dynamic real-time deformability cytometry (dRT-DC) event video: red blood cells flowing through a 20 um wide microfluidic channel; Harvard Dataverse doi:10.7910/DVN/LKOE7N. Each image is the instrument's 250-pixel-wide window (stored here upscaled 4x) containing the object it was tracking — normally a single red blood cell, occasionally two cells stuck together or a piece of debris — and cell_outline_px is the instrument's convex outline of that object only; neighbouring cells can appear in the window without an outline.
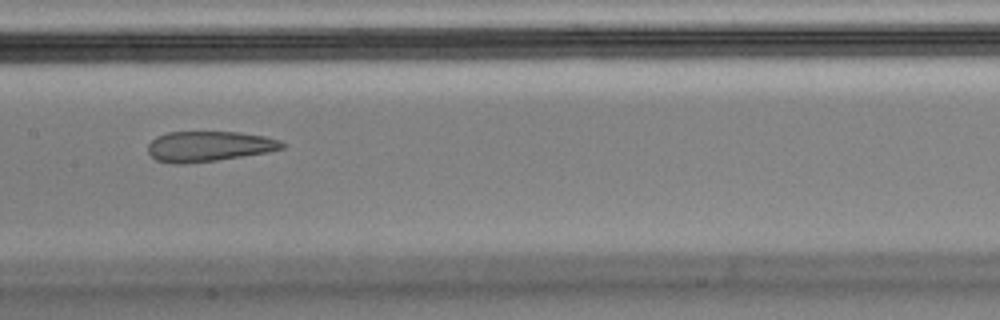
{"species": "Egyptian fruit bat (a non-hibernating species)", "species_latin": "Rousettus aegyptiacus", "temperature_condition": "cold", "stored_images_in_passage": 10, "camera_frame_rate_fps": 3000, "um_per_image_px": 0.085, "animal": {"sex": "male"}, "frame": {"image": 1, "passage_image": 7, "time_ms": 2.0, "image_size_px": [1000, 320], "cell_outline_px": [[284, 148], [268, 152], [216, 160], [184, 164], [172, 164], [156, 160], [148, 152], [148, 144], [156, 136], [168, 132], [240, 132], [264, 136], [280, 140], [284, 144]], "centroid_in_image_um": [17.74, 12.44], "position_along_channel_um": 189.7, "area_um2": 23.7}}